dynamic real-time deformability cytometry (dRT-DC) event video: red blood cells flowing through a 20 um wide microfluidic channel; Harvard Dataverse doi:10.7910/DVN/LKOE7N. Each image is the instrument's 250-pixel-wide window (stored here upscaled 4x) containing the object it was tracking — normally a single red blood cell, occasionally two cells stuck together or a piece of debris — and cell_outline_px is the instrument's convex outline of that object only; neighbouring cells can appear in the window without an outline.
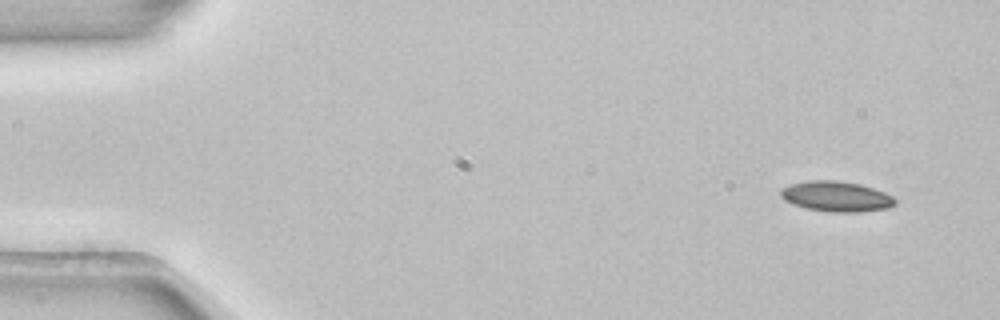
{"species": "common noctule bat (a hibernating species)", "species_latin": "Nyctalus noctula", "temperature_condition": "room temperature", "stored_images_in_passage": 5, "segment_of_instrument_passage": [1, 2], "camera_frame_rate_fps": 3000, "um_per_image_px": 0.085, "animal": {"sex": "female", "body_mass_g": 22.7, "forearm_length_mm": 54.2}, "frame": {"image": 1, "passage_image": 1, "time_ms": 0.0, "image_size_px": [1000, 320], "cell_outline_px": [[896, 204], [888, 208], [860, 212], [832, 212], [808, 208], [792, 204], [784, 200], [780, 196], [780, 188], [788, 184], [808, 180], [836, 180], [860, 184], [884, 192], [892, 196], [896, 200]], "centroid_in_image_um": [71.05, 16.69], "position_along_channel_um": 13.9, "area_um2": 20.35}}
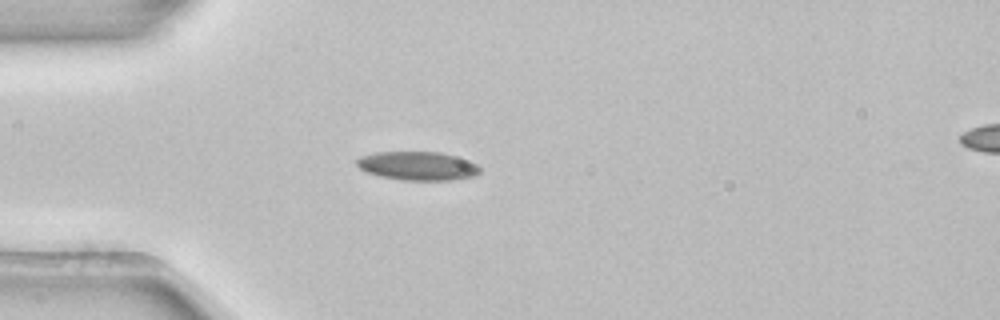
{"frame": {"image": 2, "passage_image": 4, "time_ms": 1.0, "image_size_px": [1000, 320], "cell_outline_px": [[480, 172], [476, 176], [452, 180], [400, 180], [380, 176], [364, 172], [356, 164], [356, 160], [360, 156], [376, 152], [440, 152], [456, 156], [476, 164], [480, 168]], "centroid_in_image_um": [35.48, 14.11], "position_along_channel_um": 49.5, "area_um2": 20.69}}